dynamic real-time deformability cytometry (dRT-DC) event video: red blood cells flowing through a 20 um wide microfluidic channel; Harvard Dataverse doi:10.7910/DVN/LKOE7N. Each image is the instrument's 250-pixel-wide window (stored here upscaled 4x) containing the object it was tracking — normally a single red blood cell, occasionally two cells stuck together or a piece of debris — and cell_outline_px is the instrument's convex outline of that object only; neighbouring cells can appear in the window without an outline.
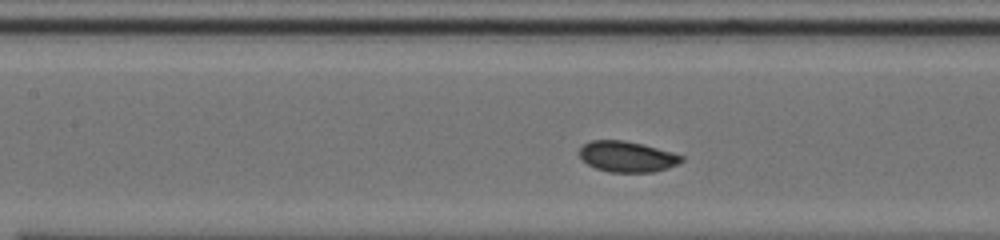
{"species": "common noctule bat (a hibernating species)", "species_latin": "Nyctalus noctula", "temperature_condition": "cold", "stored_images_in_passage": 11, "camera_frame_rate_fps": 3000, "um_per_image_px": 0.085, "animal": {"sex": "male", "body_mass_g": 20.0, "forearm_length_mm": 53.3}, "frame": {"image": 1, "passage_image": 8, "time_ms": 2.333, "image_size_px": [1000, 240], "cell_outline_px": [[684, 160], [668, 168], [652, 172], [608, 172], [596, 168], [588, 164], [580, 156], [580, 148], [584, 144], [592, 140], [624, 140], [644, 144], [672, 152], [684, 156]], "centroid_in_image_um": [53.32, 13.31], "position_along_channel_um": 154.1, "area_um2": 18.26}}